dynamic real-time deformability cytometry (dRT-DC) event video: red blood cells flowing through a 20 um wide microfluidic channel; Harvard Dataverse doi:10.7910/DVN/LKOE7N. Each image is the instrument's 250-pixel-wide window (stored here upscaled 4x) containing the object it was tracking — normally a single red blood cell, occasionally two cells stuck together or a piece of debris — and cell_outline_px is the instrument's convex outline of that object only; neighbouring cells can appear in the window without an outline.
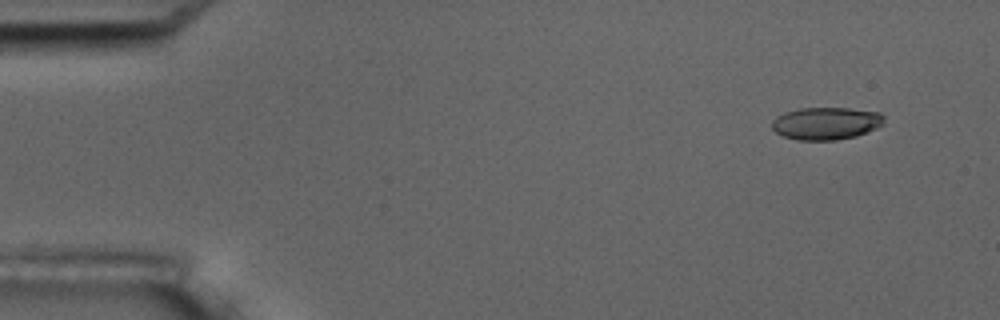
{"species": "common noctule bat (a hibernating species)", "species_latin": "Nyctalus noctula", "temperature_condition": "room temperature", "stored_images_in_passage": 4, "camera_frame_rate_fps": 3000, "um_per_image_px": 0.085, "animal": {"sex": "male", "body_mass_g": 17.5, "forearm_length_mm": 52.3}, "frame": {"image": 1, "passage_image": 1, "time_ms": 0.0, "image_size_px": [1000, 320], "cell_outline_px": [[884, 124], [868, 132], [856, 136], [836, 140], [796, 140], [784, 136], [776, 132], [772, 128], [772, 120], [776, 116], [784, 112], [800, 108], [848, 108], [880, 112], [884, 116]], "centroid_in_image_um": [70.22, 10.48], "position_along_channel_um": 14.8, "area_um2": 21.39}}
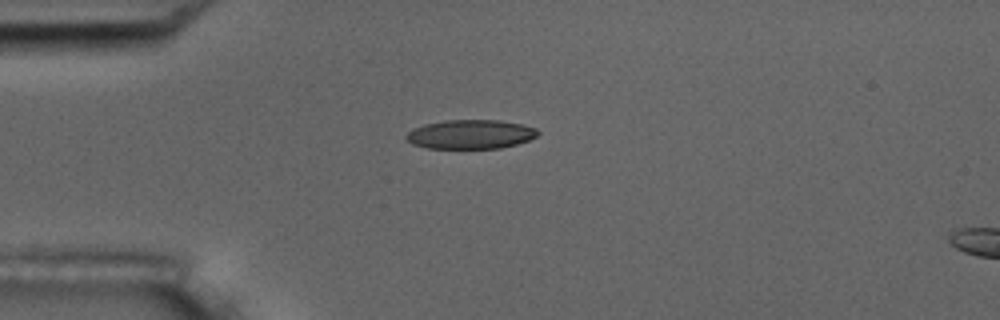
{"frame": {"image": 2, "passage_image": 3, "time_ms": 3.333, "image_size_px": [1000, 320], "cell_outline_px": [[540, 132], [536, 136], [528, 140], [516, 144], [500, 148], [428, 148], [412, 144], [404, 136], [412, 128], [424, 124], [444, 120], [500, 120], [520, 124], [536, 128]], "centroid_in_image_um": [39.97, 11.41], "position_along_channel_um": 45.0, "area_um2": 22.31}}